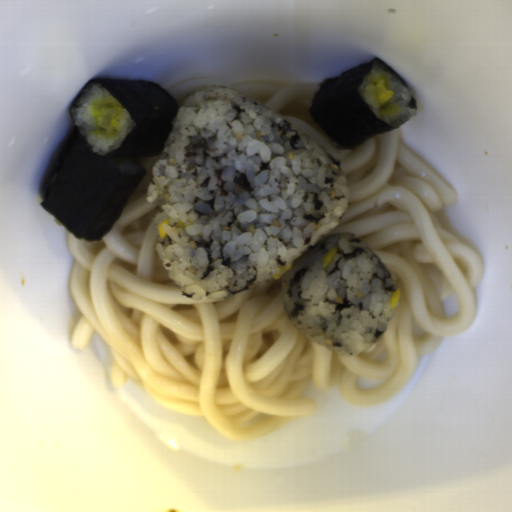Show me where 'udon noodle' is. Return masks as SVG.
Wrapping results in <instances>:
<instances>
[{"instance_id":"udon-noodle-2","label":"udon noodle","mask_w":512,"mask_h":512,"mask_svg":"<svg viewBox=\"0 0 512 512\" xmlns=\"http://www.w3.org/2000/svg\"><path fill=\"white\" fill-rule=\"evenodd\" d=\"M208 85H217L210 79H197V80H190V81H182L178 83L177 85L165 90L167 93H169L173 99L176 101L178 106V111L180 110L183 102L187 98L190 92L194 91L195 89L201 87V86H208ZM219 86V85H218Z\"/></svg>"},{"instance_id":"udon-noodle-1","label":"udon noodle","mask_w":512,"mask_h":512,"mask_svg":"<svg viewBox=\"0 0 512 512\" xmlns=\"http://www.w3.org/2000/svg\"><path fill=\"white\" fill-rule=\"evenodd\" d=\"M235 89L277 112L342 168L350 197L336 228L273 279L236 295L194 300L182 293L156 249L157 205L147 193L157 156H126L147 170L99 241L66 240L74 257L70 291L80 314L72 346L94 334L110 346L111 386L139 382L163 408L205 417L231 440H250L310 415L313 387L337 386L350 405L387 401L445 336L477 314L484 273L476 251L448 232L438 212L454 187L406 144L400 126L351 150L313 121L320 83L249 82ZM352 232L388 267L401 292L384 333L353 357H339L298 331L282 306L281 280L330 235Z\"/></svg>"}]
</instances>
